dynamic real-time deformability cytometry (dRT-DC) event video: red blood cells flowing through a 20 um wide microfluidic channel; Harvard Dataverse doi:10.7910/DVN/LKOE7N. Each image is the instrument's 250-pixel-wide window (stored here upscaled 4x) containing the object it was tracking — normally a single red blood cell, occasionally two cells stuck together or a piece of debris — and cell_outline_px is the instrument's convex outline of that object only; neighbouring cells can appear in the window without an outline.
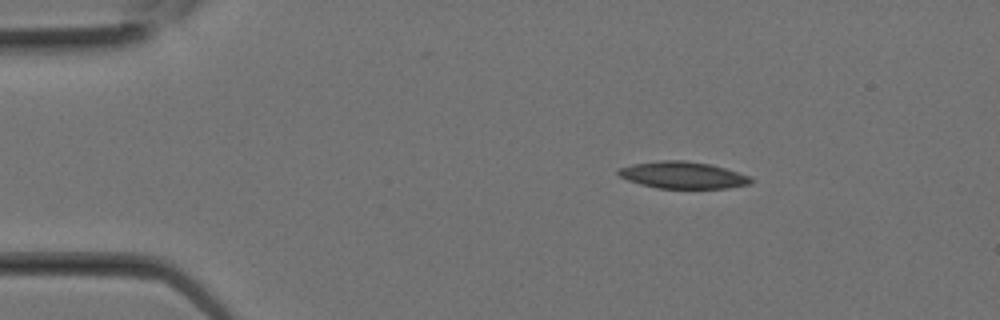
{"species": "Egyptian fruit bat (a non-hibernating species)", "species_latin": "Rousettus aegyptiacus", "temperature_condition": "room temperature", "stored_images_in_passage": 8, "camera_frame_rate_fps": 3000, "um_per_image_px": 0.085, "animal": {"sex": "female"}, "frame": {"image": 1, "passage_image": 3, "time_ms": 0.667, "image_size_px": [1000, 320], "cell_outline_px": [[752, 184], [728, 188], [656, 188], [640, 184], [628, 180], [620, 176], [616, 172], [620, 168], [632, 164], [660, 160], [684, 160], [708, 164], [724, 168], [748, 176], [752, 180]], "centroid_in_image_um": [58.01, 14.89], "position_along_channel_um": 27.0, "area_um2": 20.58}}
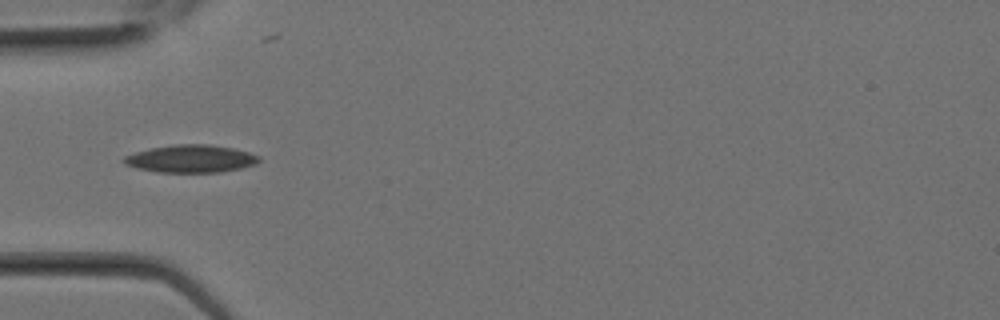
{"frame": {"image": 2, "passage_image": 7, "time_ms": 2.0, "image_size_px": [1000, 320], "cell_outline_px": [[260, 160], [256, 164], [240, 168], [220, 172], [156, 172], [136, 168], [124, 164], [120, 160], [124, 156], [136, 152], [152, 148], [172, 144], [208, 144], [232, 148], [248, 152], [260, 156]], "centroid_in_image_um": [16.19, 13.49], "position_along_channel_um": 68.8, "area_um2": 21.79}}